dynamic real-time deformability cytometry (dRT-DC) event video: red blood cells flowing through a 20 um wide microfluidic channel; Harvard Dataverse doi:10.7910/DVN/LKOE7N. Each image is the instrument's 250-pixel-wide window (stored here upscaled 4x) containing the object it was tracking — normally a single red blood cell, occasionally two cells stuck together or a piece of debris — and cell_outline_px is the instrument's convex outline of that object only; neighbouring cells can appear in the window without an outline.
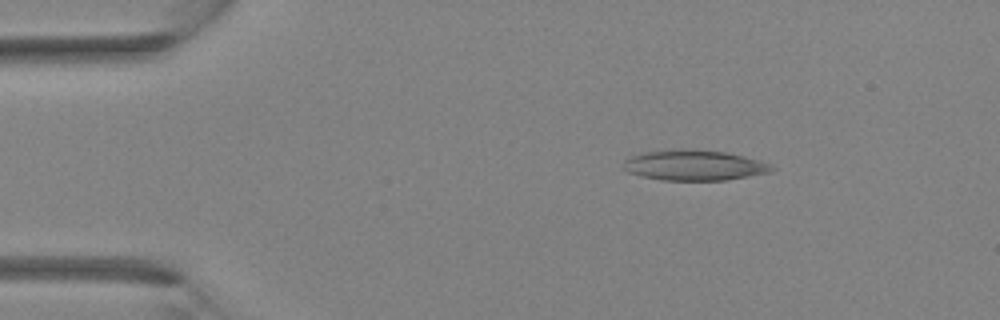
{"species": "Egyptian fruit bat (a non-hibernating species)", "species_latin": "Rousettus aegyptiacus", "temperature_condition": "room temperature", "stored_images_in_passage": 3, "camera_frame_rate_fps": 3000, "um_per_image_px": 0.085, "animal": {"sex": "female"}, "frame": {"image": 1, "passage_image": 2, "time_ms": 1.333, "image_size_px": [1000, 320], "cell_outline_px": [[776, 168], [768, 172], [728, 180], [660, 180], [640, 176], [628, 172], [624, 168], [624, 160], [628, 156], [640, 152], [680, 148], [688, 148], [728, 152], [760, 160], [772, 164]], "centroid_in_image_um": [58.98, 14.03], "position_along_channel_um": 26.0, "area_um2": 26.76}}
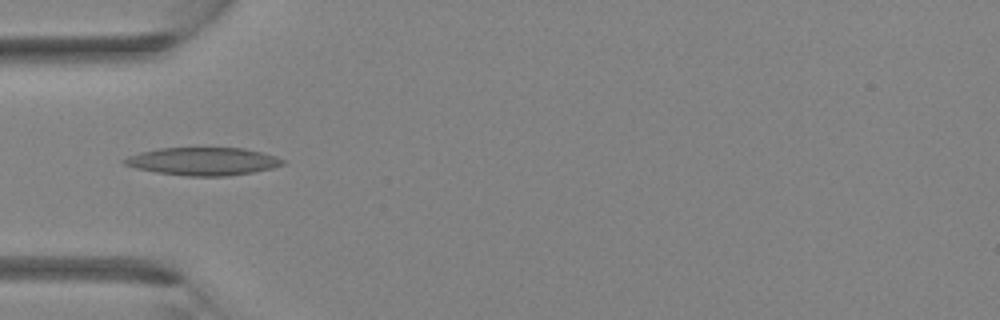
{"frame": {"image": 2, "passage_image": 3, "time_ms": 3.333, "image_size_px": [1000, 320], "cell_outline_px": [[284, 164], [272, 168], [252, 172], [228, 176], [188, 176], [156, 172], [136, 168], [124, 164], [120, 160], [128, 156], [140, 152], [160, 148], [244, 148], [276, 156], [284, 160]], "centroid_in_image_um": [17.24, 13.71], "position_along_channel_um": 67.8, "area_um2": 25.61}}